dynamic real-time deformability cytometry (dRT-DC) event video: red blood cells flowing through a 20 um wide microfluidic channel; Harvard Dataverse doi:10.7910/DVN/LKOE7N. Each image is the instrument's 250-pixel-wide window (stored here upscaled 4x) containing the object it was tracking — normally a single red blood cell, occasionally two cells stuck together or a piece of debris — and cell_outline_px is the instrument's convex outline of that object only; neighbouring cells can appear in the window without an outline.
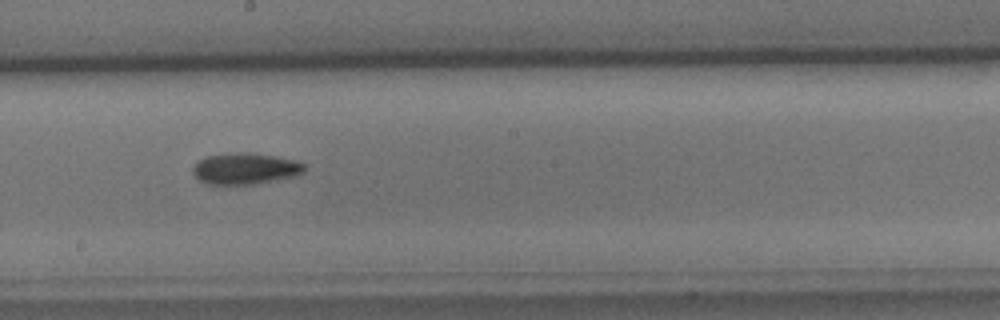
{"species": "common noctule bat (a hibernating species)", "species_latin": "Nyctalus noctula", "temperature_condition": "cold", "stored_images_in_passage": 12, "camera_frame_rate_fps": 3000, "um_per_image_px": 0.085, "animal": {"sex": "male", "body_mass_g": 15.6}, "frame": {"image": 1, "passage_image": 6, "time_ms": 6.667, "image_size_px": [1000, 320], "cell_outline_px": [[304, 172], [292, 176], [256, 184], [208, 184], [200, 180], [192, 172], [192, 168], [200, 160], [208, 156], [236, 152], [244, 152], [276, 156], [292, 160], [304, 164]], "centroid_in_image_um": [20.82, 14.33], "position_along_channel_um": 227.4, "area_um2": 19.94}}
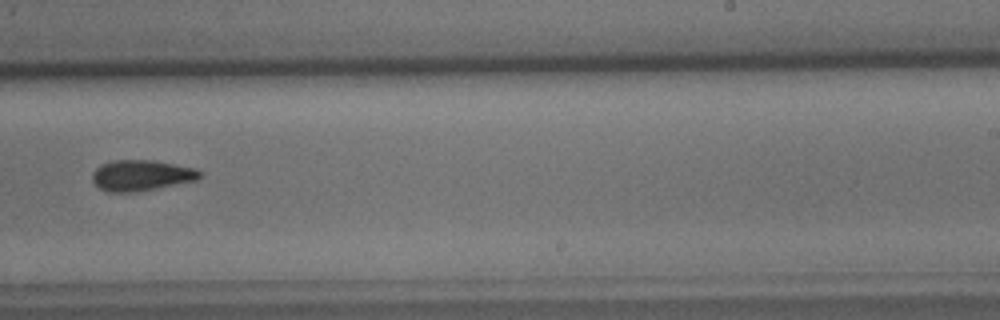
{"frame": {"image": 2, "passage_image": 7, "time_ms": 8.0, "image_size_px": [1000, 320], "cell_outline_px": [[204, 176], [196, 180], [156, 188], [132, 192], [108, 192], [100, 188], [92, 180], [92, 172], [100, 164], [112, 160], [152, 160], [196, 168], [204, 172]], "centroid_in_image_um": [12.03, 14.89], "position_along_channel_um": 277.0, "area_um2": 19.36}, "authors_computed_cell_mechanics": {"area_um2": 19.652, "velocity_mm_per_s": 2.9988, "shape_relaxation_time_tau1_ms": 8.6591, "shape_relaxation_time_tau2_ms": null, "deformation_change_tau1": 0.1239, "deformation_change_tau2": null}}